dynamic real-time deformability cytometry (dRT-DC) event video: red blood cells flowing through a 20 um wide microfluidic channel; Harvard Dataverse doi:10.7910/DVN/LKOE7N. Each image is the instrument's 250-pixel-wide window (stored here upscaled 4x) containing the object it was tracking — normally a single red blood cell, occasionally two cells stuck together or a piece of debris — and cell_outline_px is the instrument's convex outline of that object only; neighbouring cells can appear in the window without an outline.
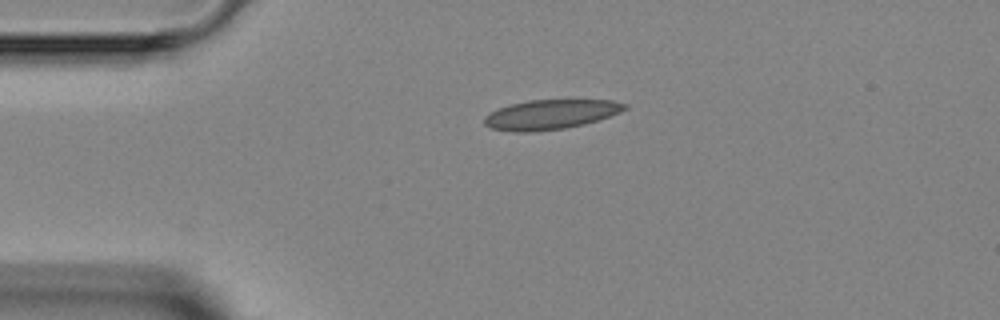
{"species": "Egyptian fruit bat (a non-hibernating species)", "species_latin": "Rousettus aegyptiacus", "temperature_condition": "room temperature", "stored_images_in_passage": 2, "camera_frame_rate_fps": 3000, "um_per_image_px": 0.085, "animal": {"sex": "female"}, "frame": {"image": 1, "passage_image": 2, "time_ms": 1.333, "image_size_px": [1000, 320], "cell_outline_px": [[628, 108], [620, 112], [584, 124], [564, 128], [532, 132], [516, 132], [492, 128], [484, 124], [484, 116], [488, 112], [496, 108], [508, 104], [528, 100], [612, 100], [628, 104]], "centroid_in_image_um": [46.75, 9.72], "position_along_channel_um": 38.2, "area_um2": 24.33}}